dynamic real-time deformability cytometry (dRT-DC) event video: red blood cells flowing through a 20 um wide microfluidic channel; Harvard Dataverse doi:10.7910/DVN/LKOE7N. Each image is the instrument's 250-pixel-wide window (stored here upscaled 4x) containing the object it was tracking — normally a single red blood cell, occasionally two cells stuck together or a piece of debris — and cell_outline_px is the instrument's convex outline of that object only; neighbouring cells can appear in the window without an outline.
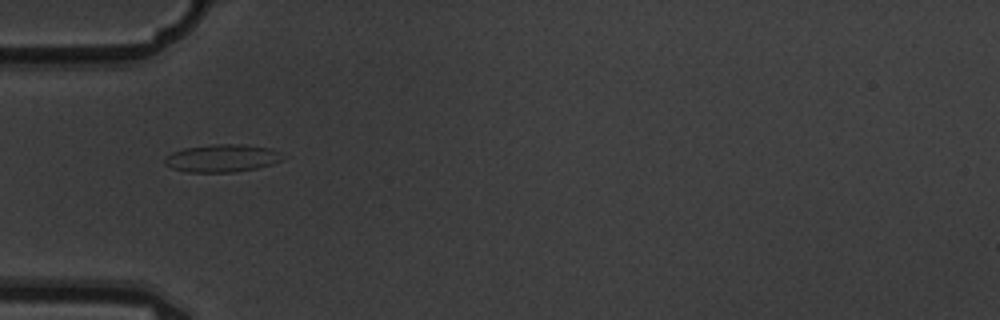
{"species": "common noctule bat (a hibernating species)", "species_latin": "Nyctalus noctula", "temperature_condition": "warm", "stored_images_in_passage": 3, "camera_frame_rate_fps": 3000, "um_per_image_px": 0.085, "animal": {"sex": "male", "body_mass_g": 19.5, "forearm_length_mm": 54.6}, "frame": {"image": 1, "passage_image": 1, "time_ms": 0.0, "image_size_px": [1000, 320], "cell_outline_px": [[284, 160], [272, 164], [256, 168], [232, 172], [188, 172], [172, 168], [164, 164], [164, 156], [172, 152], [184, 148], [212, 144], [244, 144], [272, 148]], "centroid_in_image_um": [18.83, 13.44], "position_along_channel_um": 66.2, "area_um2": 19.02}}
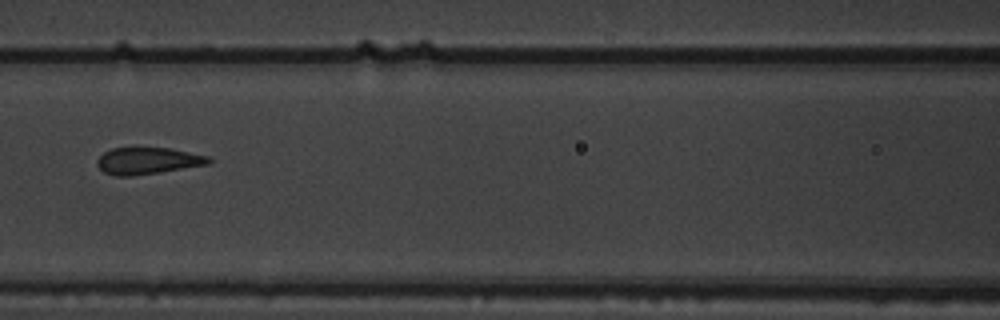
{"frame": {"image": 2, "passage_image": 3, "time_ms": 0.667, "image_size_px": [1000, 320], "cell_outline_px": [[212, 160], [208, 164], [160, 172], [132, 176], [116, 176], [104, 172], [96, 164], [96, 160], [104, 152], [112, 148], [168, 148], [208, 156]], "centroid_in_image_um": [12.52, 13.67], "position_along_channel_um": 154.1, "area_um2": 17.22}}